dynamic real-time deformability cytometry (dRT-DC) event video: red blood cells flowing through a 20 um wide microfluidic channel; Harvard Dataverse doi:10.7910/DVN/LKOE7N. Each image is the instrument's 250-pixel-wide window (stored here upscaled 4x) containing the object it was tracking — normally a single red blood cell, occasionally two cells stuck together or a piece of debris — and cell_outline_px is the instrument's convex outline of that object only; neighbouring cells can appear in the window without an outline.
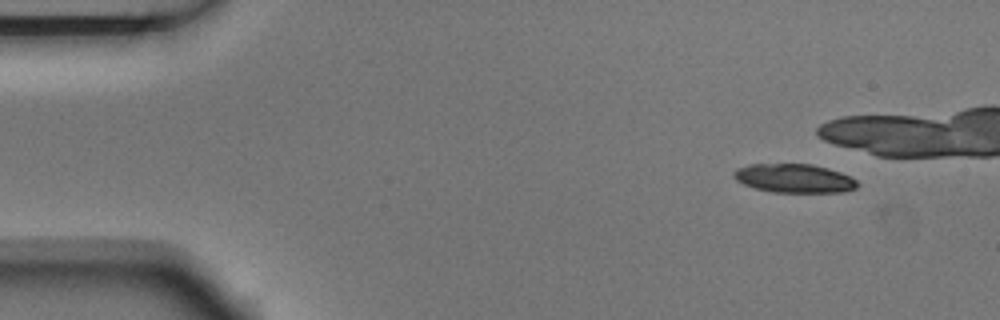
{"species": "Egyptian fruit bat (a non-hibernating species)", "species_latin": "Rousettus aegyptiacus", "temperature_condition": "room temperature", "stored_images_in_passage": 16, "camera_frame_rate_fps": 3000, "um_per_image_px": 0.085, "animal": {"sex": "male"}, "frame": {"image": 1, "passage_image": 1, "time_ms": 0.0, "image_size_px": [1000, 320], "cell_outline_px": [[860, 184], [856, 188], [844, 192], [772, 192], [756, 188], [744, 184], [736, 180], [732, 176], [732, 172], [736, 168], [752, 164], [812, 164], [828, 168], [840, 172], [856, 180]], "centroid_in_image_um": [67.5, 15.16], "position_along_channel_um": 17.5, "area_um2": 20.75}}